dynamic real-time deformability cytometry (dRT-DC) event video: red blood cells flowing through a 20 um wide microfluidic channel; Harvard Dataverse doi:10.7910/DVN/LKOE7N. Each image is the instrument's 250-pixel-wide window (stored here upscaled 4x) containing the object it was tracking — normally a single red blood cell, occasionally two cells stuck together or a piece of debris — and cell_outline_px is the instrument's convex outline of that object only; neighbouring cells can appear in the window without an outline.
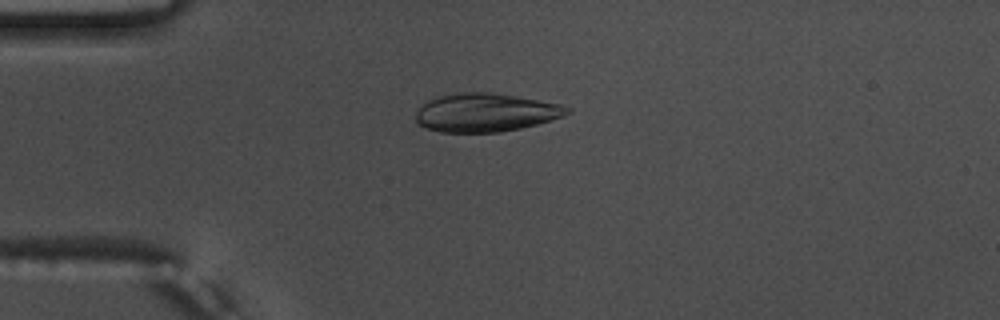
{"species": "common noctule bat (a hibernating species)", "species_latin": "Nyctalus noctula", "temperature_condition": "warm", "stored_images_in_passage": 54, "camera_frame_rate_fps": 3000, "um_per_image_px": 0.085, "animal": {"sex": "male", "body_mass_g": 17.5, "forearm_length_mm": 52.3}, "frame": {"image": 1, "passage_image": 14, "time_ms": 4.333, "image_size_px": [1000, 320], "cell_outline_px": [[572, 112], [564, 116], [536, 124], [520, 128], [500, 132], [440, 132], [424, 128], [416, 124], [416, 112], [428, 100], [436, 96], [456, 92], [492, 92], [516, 96], [560, 104], [572, 108]], "centroid_in_image_um": [41.26, 9.56], "position_along_channel_um": 43.7, "area_um2": 34.1}}
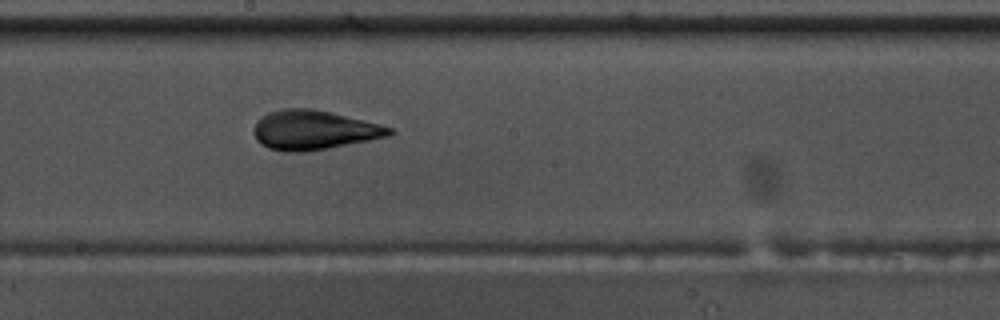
{"frame": {"image": 2, "passage_image": 30, "time_ms": 9.667, "image_size_px": [1000, 320], "cell_outline_px": [[396, 132], [388, 136], [328, 148], [304, 152], [284, 152], [268, 148], [260, 144], [256, 140], [252, 132], [252, 128], [256, 120], [260, 116], [268, 112], [280, 108], [312, 108], [332, 112], [380, 124], [392, 128]], "centroid_in_image_um": [26.6, 11.04], "position_along_channel_um": 221.6, "area_um2": 31.5}}
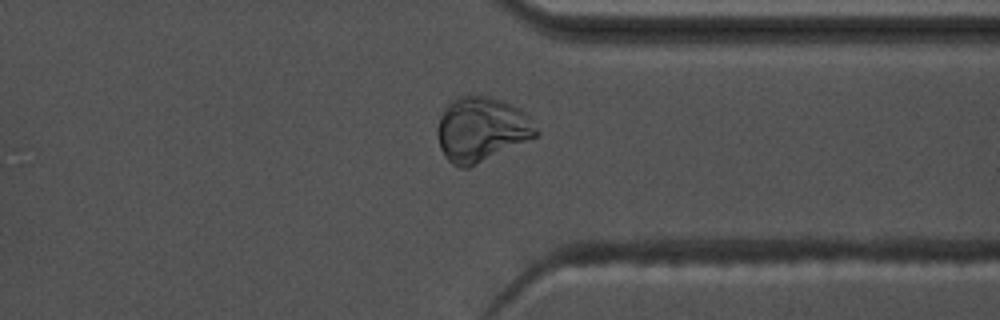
{"frame": {"image": 3, "passage_image": 42, "time_ms": 13.667, "image_size_px": [1000, 320], "cell_outline_px": [[540, 132], [536, 136], [468, 168], [460, 168], [452, 164], [444, 156], [440, 148], [436, 132], [436, 128], [440, 116], [448, 100], [456, 96], [488, 96], [512, 104], [520, 108], [524, 112]], "centroid_in_image_um": [40.87, 10.98], "position_along_channel_um": 370.5, "area_um2": 37.17}}